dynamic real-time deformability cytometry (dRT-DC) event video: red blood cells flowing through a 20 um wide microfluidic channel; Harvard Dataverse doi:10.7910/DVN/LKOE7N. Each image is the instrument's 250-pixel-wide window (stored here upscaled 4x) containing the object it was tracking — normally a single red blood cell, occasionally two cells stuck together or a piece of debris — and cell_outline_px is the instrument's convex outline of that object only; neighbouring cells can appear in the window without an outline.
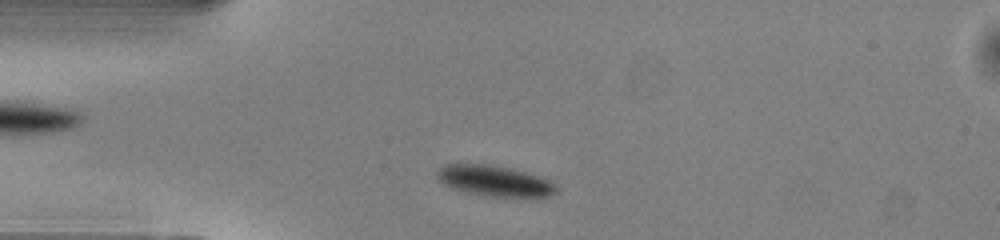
{"species": "common noctule bat (a hibernating species)", "species_latin": "Nyctalus noctula", "temperature_condition": "warm", "stored_images_in_passage": 41, "camera_frame_rate_fps": 3000, "um_per_image_px": 0.085, "animal": {"sex": "male", "body_mass_g": 13.0, "forearm_length_mm": 53.1}, "frame": {"image": 1, "passage_image": 3, "time_ms": 0.667, "image_size_px": [1000, 240], "cell_outline_px": [[556, 192], [548, 196], [528, 200], [524, 200], [492, 196], [468, 192], [452, 188], [444, 184], [436, 176], [436, 172], [444, 164], [492, 164], [512, 168], [548, 180], [556, 188]], "centroid_in_image_um": [42.07, 15.41], "position_along_channel_um": 42.9, "area_um2": 21.68}}
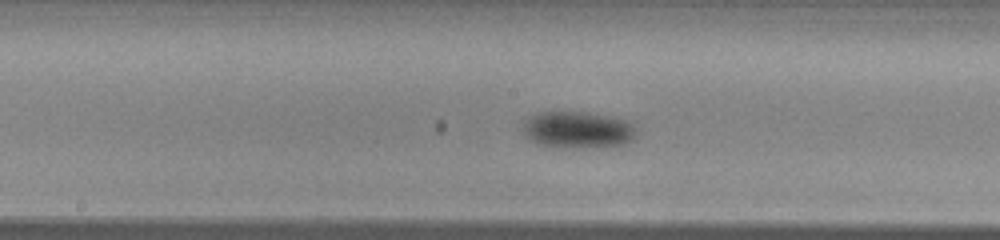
{"frame": {"image": 2, "passage_image": 16, "time_ms": 5.0, "image_size_px": [1000, 240], "cell_outline_px": [[636, 132], [628, 140], [620, 144], [536, 144], [524, 136], [520, 128], [524, 120], [528, 116], [540, 112], [584, 112], [624, 120]], "centroid_in_image_um": [48.91, 10.95], "position_along_channel_um": 199.3, "area_um2": 22.48}}
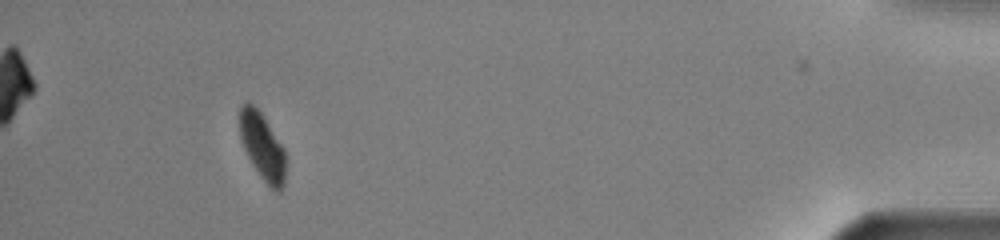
{"frame": {"image": 3, "passage_image": 37, "time_ms": 12.0, "image_size_px": [1000, 240], "cell_outline_px": [[284, 184], [280, 192], [276, 192], [260, 176], [252, 164], [240, 140], [240, 104], [248, 100], [264, 116], [284, 148]], "centroid_in_image_um": [22.28, 12.41], "position_along_channel_um": 412.9, "area_um2": 17.8}, "authors_computed_cell_mechanics": {"area_um2": 22.4842, "velocity_mm_per_s": 4.0594, "shape_relaxation_time_tau1_ms": 2.9623, "shape_relaxation_time_tau2_ms": null, "deformation_change_tau1": 0.0915, "deformation_change_tau2": null}}